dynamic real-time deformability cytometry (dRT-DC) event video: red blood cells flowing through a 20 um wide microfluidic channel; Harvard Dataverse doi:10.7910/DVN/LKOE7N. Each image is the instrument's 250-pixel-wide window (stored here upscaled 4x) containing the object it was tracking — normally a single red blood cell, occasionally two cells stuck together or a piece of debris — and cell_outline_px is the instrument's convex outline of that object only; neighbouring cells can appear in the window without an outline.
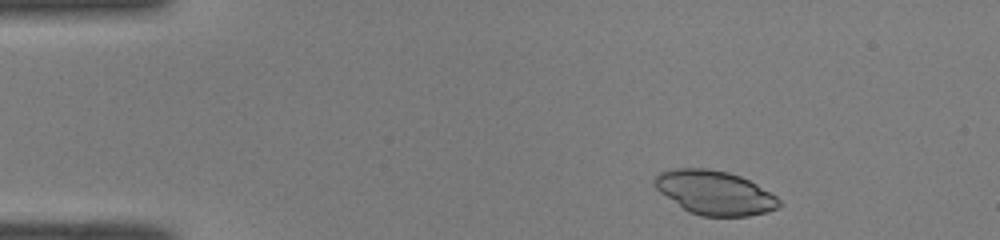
{"species": "common noctule bat (a hibernating species)", "species_latin": "Nyctalus noctula", "temperature_condition": "room temperature", "stored_images_in_passage": 45, "camera_frame_rate_fps": 3000, "um_per_image_px": 0.085, "animal": {"sex": "male", "body_mass_g": 19.0, "forearm_length_mm": 50.8}, "frame": {"image": 1, "passage_image": 3, "time_ms": 0.667, "image_size_px": [1000, 240], "cell_outline_px": [[780, 204], [776, 208], [768, 212], [748, 216], [700, 216], [688, 212], [660, 192], [656, 188], [656, 176], [660, 172], [676, 168], [708, 168], [728, 172], [740, 176], [756, 184], [776, 196], [780, 200]], "centroid_in_image_um": [60.75, 16.38], "position_along_channel_um": 24.2, "area_um2": 31.67}}